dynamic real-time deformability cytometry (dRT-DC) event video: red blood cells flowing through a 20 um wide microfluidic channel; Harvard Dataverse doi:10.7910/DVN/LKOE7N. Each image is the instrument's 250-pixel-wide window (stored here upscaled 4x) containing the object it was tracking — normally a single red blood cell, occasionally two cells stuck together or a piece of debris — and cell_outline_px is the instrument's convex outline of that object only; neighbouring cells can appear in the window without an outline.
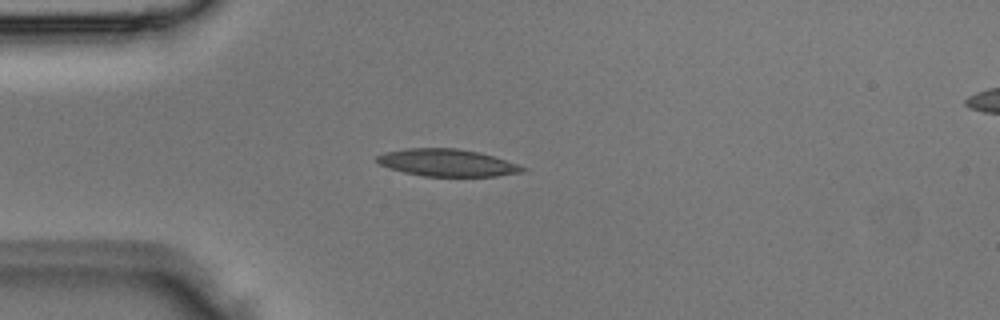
{"species": "Egyptian fruit bat (a non-hibernating species)", "species_latin": "Rousettus aegyptiacus", "temperature_condition": "room temperature", "stored_images_in_passage": 3, "segment_of_instrument_passage": [1, 2], "camera_frame_rate_fps": 3000, "um_per_image_px": 0.085, "animal": {"sex": "male"}, "frame": {"image": 1, "passage_image": 2, "time_ms": 0.333, "image_size_px": [1000, 320], "cell_outline_px": [[528, 168], [524, 172], [496, 176], [424, 176], [404, 172], [388, 168], [380, 164], [376, 160], [376, 156], [384, 152], [404, 148], [456, 148], [480, 152]], "centroid_in_image_um": [37.98, 13.83], "position_along_channel_um": 47.0, "area_um2": 23.06}}